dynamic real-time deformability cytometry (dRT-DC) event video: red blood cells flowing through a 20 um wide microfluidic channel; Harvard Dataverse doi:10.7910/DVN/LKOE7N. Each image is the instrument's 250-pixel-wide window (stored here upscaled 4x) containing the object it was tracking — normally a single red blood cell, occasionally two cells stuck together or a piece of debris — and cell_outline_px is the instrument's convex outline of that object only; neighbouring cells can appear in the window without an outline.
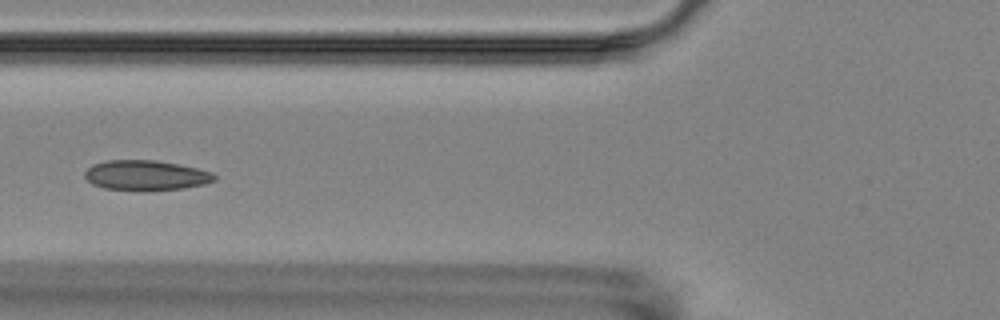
{"species": "Egyptian fruit bat (a non-hibernating species)", "species_latin": "Rousettus aegyptiacus", "temperature_condition": "room temperature", "stored_images_in_passage": 4, "camera_frame_rate_fps": 3000, "um_per_image_px": 0.085, "animal": {"sex": "female"}, "frame": {"image": 1, "passage_image": 2, "time_ms": 1.333, "image_size_px": [1000, 320], "cell_outline_px": [[216, 180], [204, 184], [184, 188], [148, 192], [104, 188], [92, 184], [84, 176], [84, 172], [92, 164], [108, 160], [156, 160], [196, 168], [212, 172], [216, 176]], "centroid_in_image_um": [12.39, 14.92], "position_along_channel_um": 113.4, "area_um2": 23.0}}
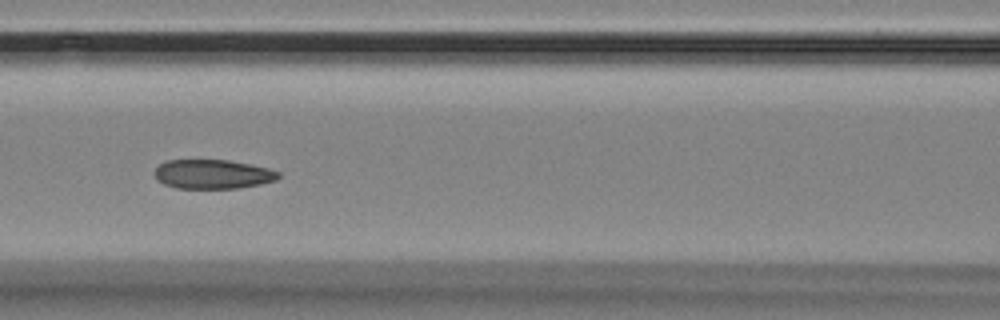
{"frame": {"image": 2, "passage_image": 3, "time_ms": 2.333, "image_size_px": [1000, 320], "cell_outline_px": [[280, 176], [276, 180], [260, 184], [240, 188], [176, 188], [164, 184], [156, 180], [152, 172], [160, 164], [168, 160], [228, 160], [252, 164], [268, 168], [280, 172]], "centroid_in_image_um": [18.07, 14.8], "position_along_channel_um": 148.5, "area_um2": 21.27}}
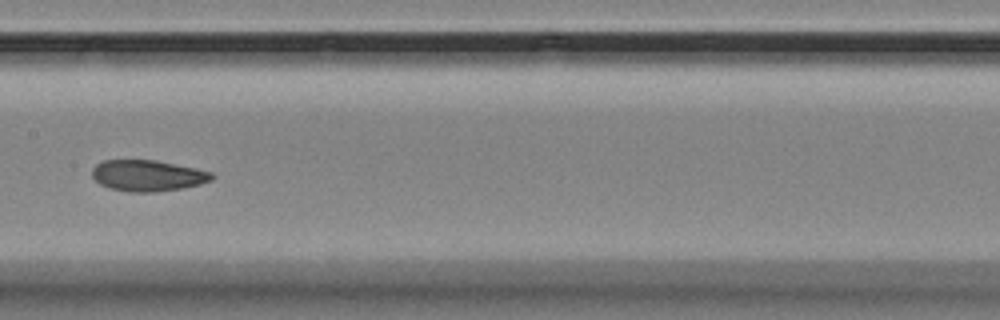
{"frame": {"image": 3, "passage_image": 4, "time_ms": 3.667, "image_size_px": [1000, 320], "cell_outline_px": [[216, 176], [212, 180], [200, 184], [184, 188], [156, 192], [128, 192], [108, 188], [100, 184], [92, 176], [92, 168], [96, 164], [104, 160], [156, 160], [196, 168], [212, 172]], "centroid_in_image_um": [12.57, 14.93], "position_along_channel_um": 194.8, "area_um2": 21.96}}